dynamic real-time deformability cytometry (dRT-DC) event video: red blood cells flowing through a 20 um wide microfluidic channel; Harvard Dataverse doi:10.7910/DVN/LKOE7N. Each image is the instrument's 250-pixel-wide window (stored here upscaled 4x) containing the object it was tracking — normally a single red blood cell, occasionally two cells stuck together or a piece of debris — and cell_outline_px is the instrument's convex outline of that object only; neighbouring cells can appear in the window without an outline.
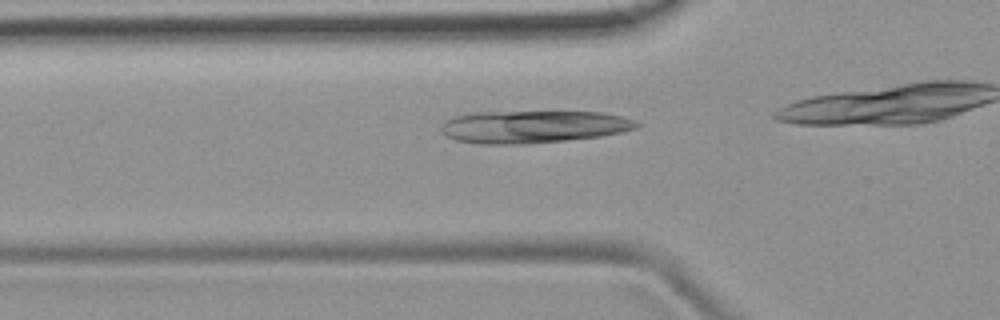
{"species": "common noctule bat (a hibernating species)", "species_latin": "Nyctalus noctula", "temperature_condition": "room temperature", "stored_images_in_passage": 20, "camera_frame_rate_fps": 3000, "um_per_image_px": 0.085, "animal": {"sex": "female", "body_mass_g": 19.9}, "frame": {"image": 1, "passage_image": 13, "time_ms": 4.0, "image_size_px": [1000, 320], "cell_outline_px": [[640, 124], [636, 128], [620, 132], [600, 136], [564, 140], [524, 144], [476, 144], [456, 140], [440, 132], [440, 128], [444, 120], [456, 116], [472, 112], [600, 112], [620, 116], [636, 120]], "centroid_in_image_um": [45.27, 10.77], "position_along_channel_um": 80.5, "area_um2": 36.93}}
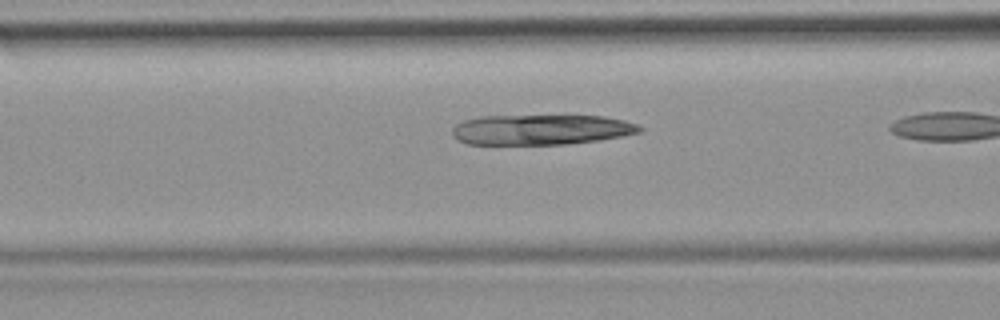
{"frame": {"image": 2, "passage_image": 16, "time_ms": 5.0, "image_size_px": [1000, 320], "cell_outline_px": [[644, 128], [640, 132], [624, 136], [600, 140], [564, 144], [468, 144], [456, 140], [452, 136], [452, 128], [456, 124], [464, 120], [480, 116], [604, 116], [624, 120], [636, 124]], "centroid_in_image_um": [45.98, 11.02], "position_along_channel_um": 120.6, "area_um2": 33.12}}
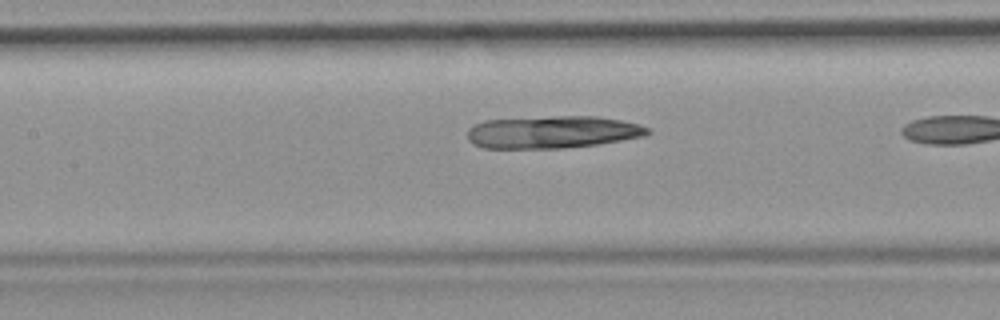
{"frame": {"image": 3, "passage_image": 19, "time_ms": 6.0, "image_size_px": [1000, 320], "cell_outline_px": [[652, 132], [644, 136], [596, 144], [564, 148], [484, 148], [472, 144], [468, 140], [468, 128], [484, 120], [552, 116], [596, 116], [620, 120], [640, 124], [648, 128]], "centroid_in_image_um": [46.94, 11.22], "position_along_channel_um": 160.5, "area_um2": 34.04}}